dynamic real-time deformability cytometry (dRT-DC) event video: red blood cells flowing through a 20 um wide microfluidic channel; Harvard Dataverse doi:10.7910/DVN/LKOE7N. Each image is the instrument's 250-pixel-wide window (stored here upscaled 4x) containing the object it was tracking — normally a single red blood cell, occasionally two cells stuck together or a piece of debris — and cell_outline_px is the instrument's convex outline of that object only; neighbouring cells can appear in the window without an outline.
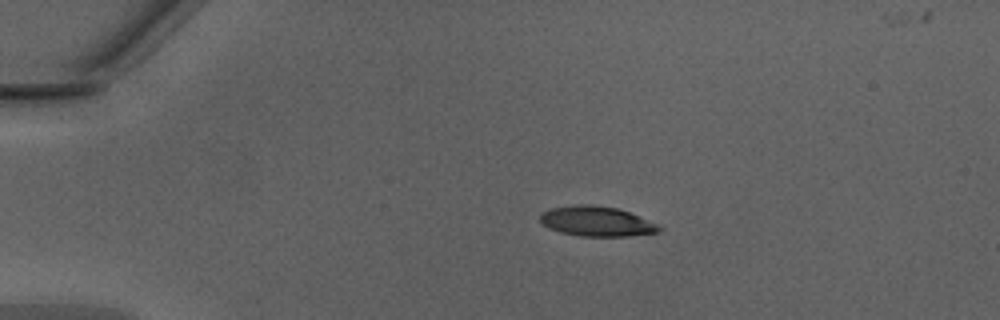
{"species": "Egyptian fruit bat (a non-hibernating species)", "species_latin": "Rousettus aegyptiacus", "temperature_condition": "warm", "stored_images_in_passage": 39, "camera_frame_rate_fps": 3000, "um_per_image_px": 0.085, "animal": {"sex": "male"}, "frame": {"image": 1, "passage_image": 1, "time_ms": 0.0, "image_size_px": [1000, 320], "cell_outline_px": [[664, 228], [660, 232], [628, 236], [580, 236], [560, 232], [548, 228], [540, 220], [540, 216], [544, 212], [552, 208], [580, 204], [588, 204], [616, 208], [628, 212], [656, 224]], "centroid_in_image_um": [50.72, 18.82], "position_along_channel_um": 34.3, "area_um2": 20.46}}
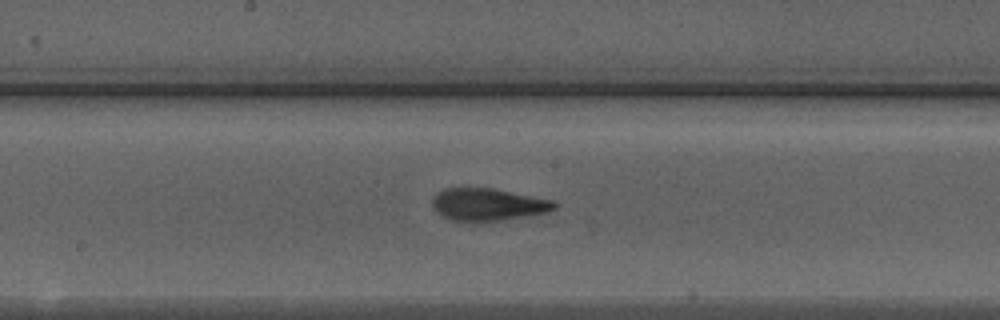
{"frame": {"image": 2, "passage_image": 17, "time_ms": 5.333, "image_size_px": [1000, 320], "cell_outline_px": [[560, 204], [556, 208], [548, 212], [496, 220], [452, 220], [440, 216], [432, 208], [432, 196], [436, 192], [444, 188], [492, 188], [552, 200]], "centroid_in_image_um": [41.42, 17.36], "position_along_channel_um": 206.8, "area_um2": 22.77}}
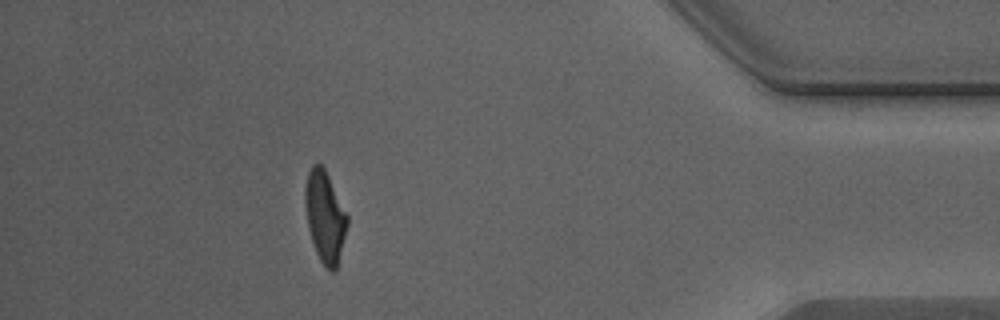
{"frame": {"image": 3, "passage_image": 34, "time_ms": 11.0, "image_size_px": [1000, 320], "cell_outline_px": [[348, 224], [336, 268], [332, 272], [320, 260], [316, 252], [308, 228], [304, 204], [304, 192], [308, 172], [312, 164], [320, 164], [324, 168], [348, 216]], "centroid_in_image_um": [27.6, 18.39], "position_along_channel_um": 407.6, "area_um2": 22.02}}